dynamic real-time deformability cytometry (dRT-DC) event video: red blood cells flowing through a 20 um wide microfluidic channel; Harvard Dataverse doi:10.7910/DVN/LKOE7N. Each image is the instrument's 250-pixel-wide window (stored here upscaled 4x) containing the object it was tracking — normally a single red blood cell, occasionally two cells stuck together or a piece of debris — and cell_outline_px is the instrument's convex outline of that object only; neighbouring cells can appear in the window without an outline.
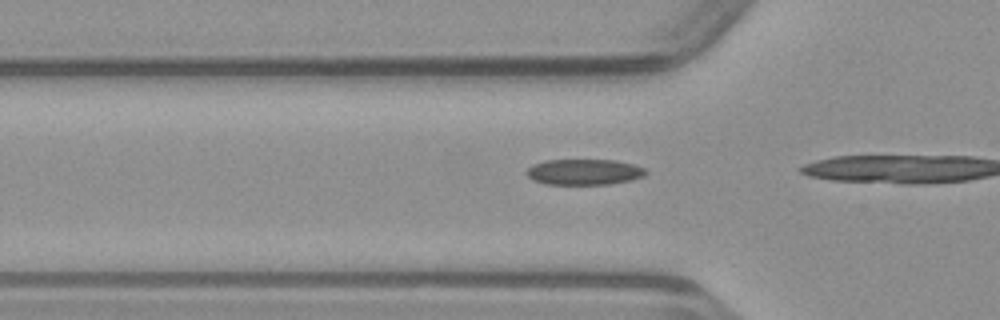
{"species": "common noctule bat (a hibernating species)", "species_latin": "Nyctalus noctula", "temperature_condition": "warm", "stored_images_in_passage": 4, "camera_frame_rate_fps": 3000, "um_per_image_px": 0.085, "animal": {"sex": "male", "body_mass_g": 23.1, "forearm_length_mm": 52.7}, "frame": {"image": 1, "passage_image": 2, "time_ms": 0.333, "image_size_px": [1000, 320], "cell_outline_px": [[648, 172], [644, 176], [632, 180], [608, 184], [544, 184], [532, 180], [524, 172], [532, 164], [544, 160], [616, 160], [632, 164], [644, 168]], "centroid_in_image_um": [49.62, 14.61], "position_along_channel_um": 76.2, "area_um2": 18.03}}